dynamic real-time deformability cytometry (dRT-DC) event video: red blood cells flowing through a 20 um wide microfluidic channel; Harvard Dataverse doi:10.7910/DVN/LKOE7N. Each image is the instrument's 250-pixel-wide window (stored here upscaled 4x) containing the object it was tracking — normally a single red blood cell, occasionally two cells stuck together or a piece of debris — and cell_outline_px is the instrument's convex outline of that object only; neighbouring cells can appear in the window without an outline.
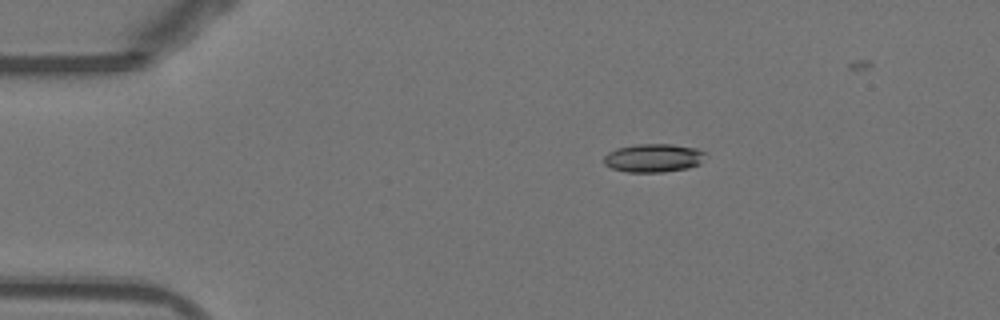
{"species": "Egyptian fruit bat (a non-hibernating species)", "species_latin": "Rousettus aegyptiacus", "temperature_condition": "warm", "stored_images_in_passage": 44, "camera_frame_rate_fps": 3000, "um_per_image_px": 0.085, "animal": {"sex": "female"}, "frame": {"image": 1, "passage_image": 1, "time_ms": 0.0, "image_size_px": [1000, 320], "cell_outline_px": [[704, 152], [700, 164], [688, 168], [664, 172], [628, 172], [612, 168], [604, 164], [604, 156], [608, 152], [616, 148], [636, 144], [672, 144], [696, 148]], "centroid_in_image_um": [55.51, 13.42], "position_along_channel_um": 29.5, "area_um2": 16.76}}
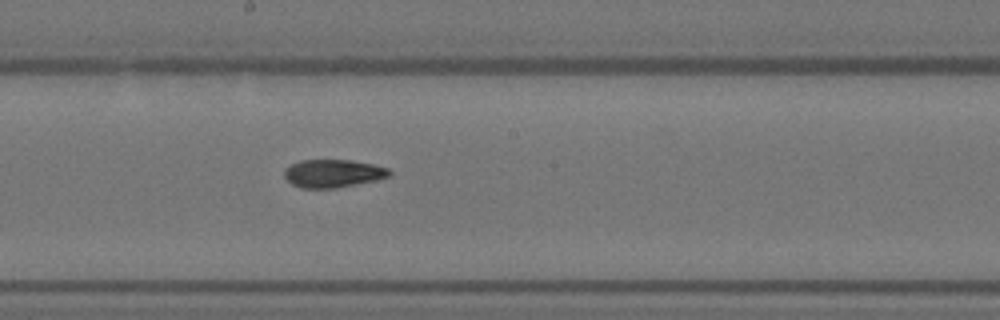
{"frame": {"image": 2, "passage_image": 20, "time_ms": 6.333, "image_size_px": [1000, 320], "cell_outline_px": [[392, 172], [388, 176], [376, 180], [336, 188], [300, 188], [292, 184], [284, 176], [284, 168], [300, 160], [348, 160], [372, 164], [388, 168]], "centroid_in_image_um": [28.28, 14.74], "position_along_channel_um": 219.9, "area_um2": 17.05}}
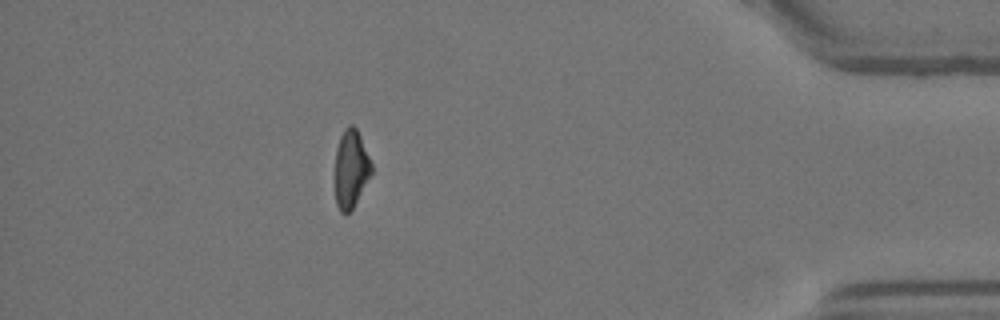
{"frame": {"image": 3, "passage_image": 38, "time_ms": 12.333, "image_size_px": [1000, 320], "cell_outline_px": [[372, 172], [352, 208], [348, 212], [340, 212], [336, 204], [336, 148], [340, 136], [344, 128], [348, 124], [352, 124], [356, 128], [360, 136], [372, 164]], "centroid_in_image_um": [29.82, 14.3], "position_along_channel_um": 405.4, "area_um2": 16.18}, "authors_computed_cell_mechanics": {"area_um2": 17.4267, "velocity_mm_per_s": 3.8841, "shape_relaxation_time_tau1_ms": null, "shape_relaxation_time_tau2_ms": 2.1368, "deformation_change_tau1": null, "deformation_change_tau2": 0.0835}}